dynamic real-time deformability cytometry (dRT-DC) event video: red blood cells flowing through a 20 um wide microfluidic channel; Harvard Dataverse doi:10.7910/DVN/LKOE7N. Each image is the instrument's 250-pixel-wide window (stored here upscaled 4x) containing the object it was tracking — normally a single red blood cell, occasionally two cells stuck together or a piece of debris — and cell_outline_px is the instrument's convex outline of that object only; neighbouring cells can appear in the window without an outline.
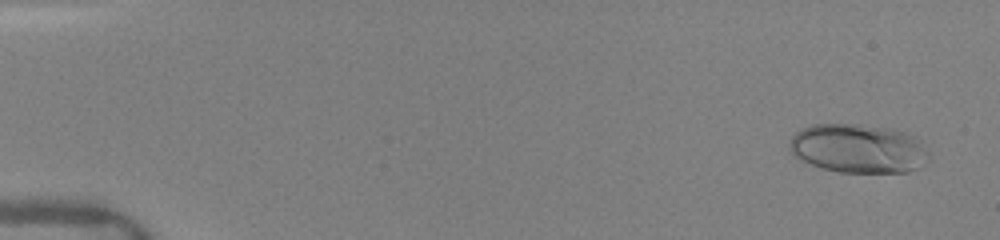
{"species": "human", "species_latin": "Homo sapiens", "temperature_condition": "warm", "stored_images_in_passage": 26, "camera_frame_rate_fps": 3000, "um_per_image_px": 0.085, "donor": {"sex": "female"}, "frame": {"image": 1, "passage_image": 1, "time_ms": 0.0, "image_size_px": [1000, 240], "cell_outline_px": [[932, 160], [920, 168], [908, 172], [840, 172], [820, 168], [800, 160], [792, 156], [788, 148], [788, 144], [792, 136], [796, 132], [812, 124], [860, 124], [892, 128], [916, 136], [920, 140], [932, 156]], "centroid_in_image_um": [72.99, 12.63], "position_along_channel_um": 12.0, "area_um2": 40.69}}
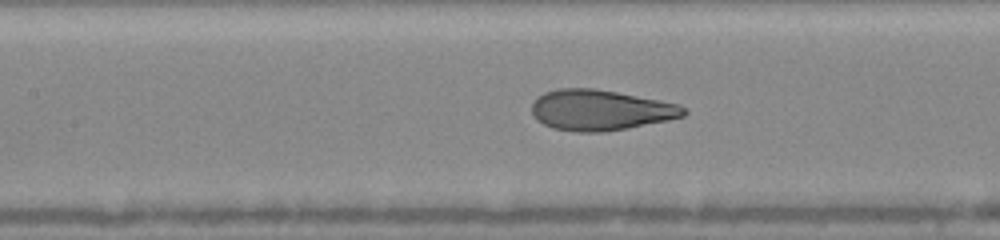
{"frame": {"image": 2, "passage_image": 10, "time_ms": 7.0, "image_size_px": [1000, 240], "cell_outline_px": [[688, 112], [684, 116], [668, 120], [628, 128], [604, 132], [576, 132], [552, 128], [536, 120], [532, 116], [532, 104], [536, 96], [544, 92], [556, 88], [596, 88], [680, 104]], "centroid_in_image_um": [51.0, 9.35], "position_along_channel_um": 156.4, "area_um2": 36.24}}
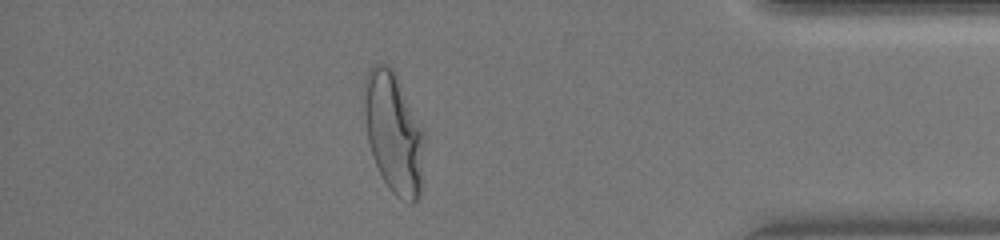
{"frame": {"image": 3, "passage_image": 22, "time_ms": 13.667, "image_size_px": [1000, 240], "cell_outline_px": [[424, 144], [420, 200], [412, 204], [400, 200], [388, 188], [376, 164], [368, 140], [364, 112], [364, 84], [368, 72], [372, 64], [388, 64], [396, 72], [424, 132]], "centroid_in_image_um": [33.48, 11.3], "position_along_channel_um": 401.7, "area_um2": 42.48}, "authors_computed_cell_mechanics": {"area_um2": 36.6163, "velocity_mm_per_s": 4.1247, "shape_relaxation_time_tau1_ms": 3.1715, "shape_relaxation_time_tau2_ms": null, "deformation_change_tau1": 0.1702, "deformation_change_tau2": null}}